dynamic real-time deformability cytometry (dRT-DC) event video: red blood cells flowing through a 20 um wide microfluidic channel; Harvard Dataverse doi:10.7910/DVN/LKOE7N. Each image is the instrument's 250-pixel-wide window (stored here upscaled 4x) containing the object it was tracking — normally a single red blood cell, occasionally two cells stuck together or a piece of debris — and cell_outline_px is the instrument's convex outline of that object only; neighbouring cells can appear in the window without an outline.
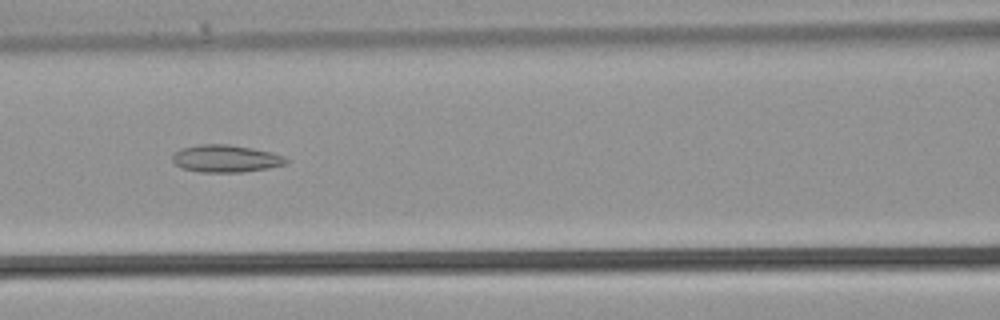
{"species": "common noctule bat (a hibernating species)", "species_latin": "Nyctalus noctula", "temperature_condition": "warm", "stored_images_in_passage": 34, "camera_frame_rate_fps": 3000, "um_per_image_px": 0.085, "animal": {"sex": "male", "body_mass_g": 21.5, "forearm_length_mm": 52.0}, "frame": {"image": 1, "passage_image": 14, "time_ms": 4.333, "image_size_px": [1000, 320], "cell_outline_px": [[288, 164], [268, 168], [244, 172], [200, 172], [180, 168], [172, 160], [172, 156], [180, 148], [200, 144], [228, 144], [252, 148], [272, 152], [284, 156], [288, 160]], "centroid_in_image_um": [19.2, 13.48], "position_along_channel_um": 147.4, "area_um2": 18.26}}
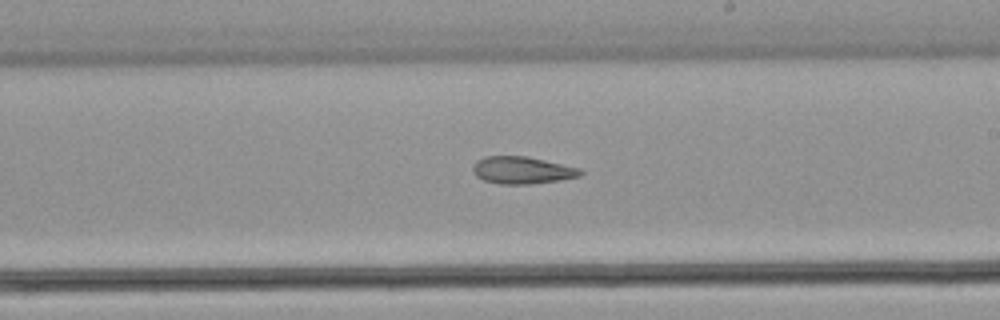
{"frame": {"image": 2, "passage_image": 19, "time_ms": 6.0, "image_size_px": [1000, 320], "cell_outline_px": [[584, 172], [580, 176], [560, 180], [532, 184], [500, 184], [484, 180], [476, 176], [472, 168], [472, 164], [476, 160], [484, 156], [528, 156], [580, 168]], "centroid_in_image_um": [44.37, 14.46], "position_along_channel_um": 244.6, "area_um2": 17.22}}
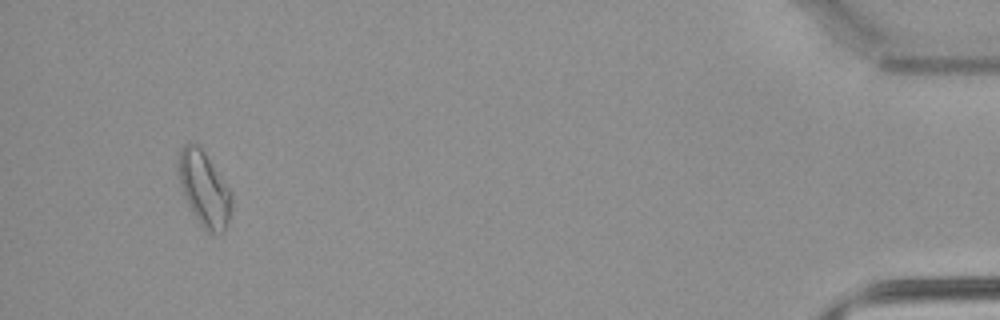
{"frame": {"image": 3, "passage_image": 32, "time_ms": 10.333, "image_size_px": [1000, 320], "cell_outline_px": [[232, 208], [224, 232], [208, 232], [200, 224], [192, 212], [188, 204], [180, 184], [180, 152], [184, 144], [196, 144], [204, 152], [232, 192]], "centroid_in_image_um": [17.4, 16.1], "position_along_channel_um": 417.8, "area_um2": 22.43}}